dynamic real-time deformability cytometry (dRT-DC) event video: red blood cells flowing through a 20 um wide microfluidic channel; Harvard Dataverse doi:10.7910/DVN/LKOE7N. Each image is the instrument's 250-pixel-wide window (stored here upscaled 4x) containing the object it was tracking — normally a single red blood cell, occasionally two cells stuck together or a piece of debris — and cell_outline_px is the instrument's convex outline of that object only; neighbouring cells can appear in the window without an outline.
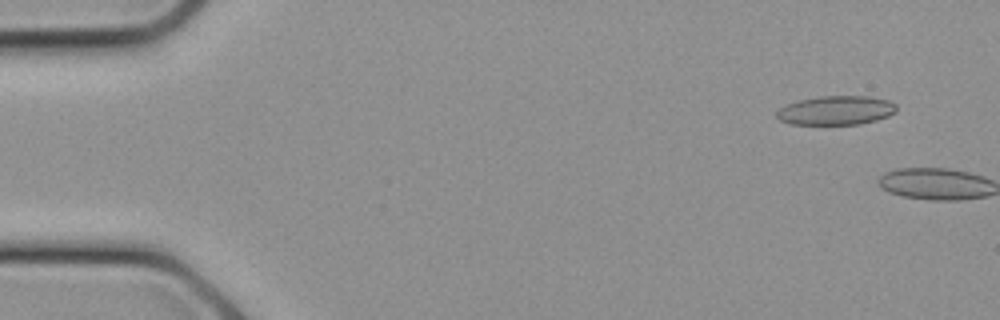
{"species": "common noctule bat (a hibernating species)", "species_latin": "Nyctalus noctula", "temperature_condition": "cold", "stored_images_in_passage": 3, "camera_frame_rate_fps": 3000, "um_per_image_px": 0.085, "animal": {"sex": "female", "body_mass_g": 21.9}, "frame": {"image": 1, "passage_image": 2, "time_ms": 0.333, "image_size_px": [1000, 320], "cell_outline_px": [[896, 112], [888, 116], [876, 120], [860, 124], [788, 124], [780, 120], [776, 116], [776, 112], [780, 108], [796, 100], [820, 96], [868, 96], [888, 100], [896, 104]], "centroid_in_image_um": [71.06, 9.38], "position_along_channel_um": 13.9, "area_um2": 20.35}}